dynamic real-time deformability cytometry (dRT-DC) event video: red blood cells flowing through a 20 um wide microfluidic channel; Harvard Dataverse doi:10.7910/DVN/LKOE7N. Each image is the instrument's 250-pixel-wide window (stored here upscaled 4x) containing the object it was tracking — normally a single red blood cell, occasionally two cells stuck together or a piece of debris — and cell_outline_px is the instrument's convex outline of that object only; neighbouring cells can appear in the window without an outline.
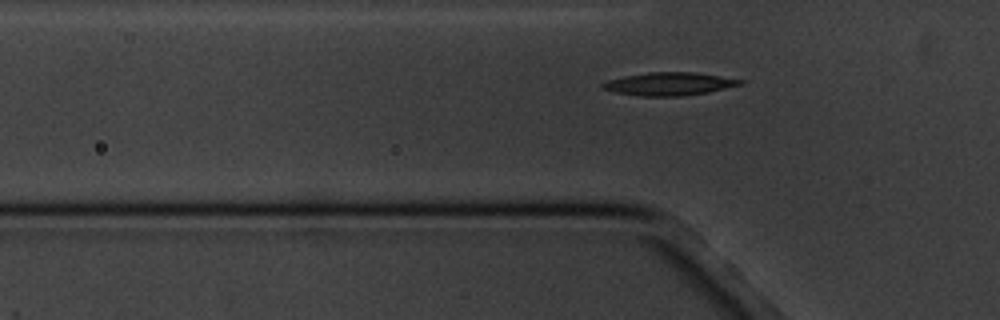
{"species": "common noctule bat (a hibernating species)", "species_latin": "Nyctalus noctula", "temperature_condition": "cold", "stored_images_in_passage": 6, "segment_of_instrument_passage": [2, 2], "camera_frame_rate_fps": 3000, "um_per_image_px": 0.085, "animal": {"sex": "male", "body_mass_g": 20.1, "forearm_length_mm": 53.5}, "frame": {"image": 1, "passage_image": 6, "time_ms": 7.667, "image_size_px": [1000, 320], "cell_outline_px": [[744, 84], [708, 92], [680, 96], [640, 96], [616, 92], [600, 88], [600, 84], [608, 80], [624, 76], [648, 72], [696, 72], [744, 80]], "centroid_in_image_um": [56.88, 7.12], "position_along_channel_um": 68.9, "area_um2": 18.44}}